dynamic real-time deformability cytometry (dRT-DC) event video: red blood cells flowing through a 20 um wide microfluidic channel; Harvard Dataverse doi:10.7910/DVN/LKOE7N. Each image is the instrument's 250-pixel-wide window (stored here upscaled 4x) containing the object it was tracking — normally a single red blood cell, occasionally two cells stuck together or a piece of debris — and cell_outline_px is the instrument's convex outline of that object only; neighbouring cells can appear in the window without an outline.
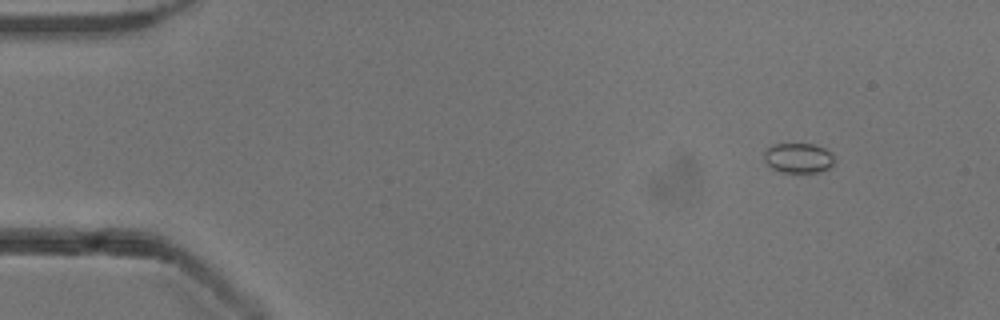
{"species": "common noctule bat (a hibernating species)", "species_latin": "Nyctalus noctula", "temperature_condition": "cold", "stored_images_in_passage": 20, "camera_frame_rate_fps": 3000, "um_per_image_px": 0.085, "animal": {"sex": "male", "body_mass_g": 13.3}, "frame": {"image": 1, "passage_image": 1, "time_ms": 0.0, "image_size_px": [1000, 320], "cell_outline_px": [[836, 160], [828, 168], [816, 172], [780, 172], [768, 168], [764, 160], [764, 152], [772, 144], [812, 144], [824, 148], [832, 152]], "centroid_in_image_um": [67.84, 13.43], "position_along_channel_um": 17.2, "area_um2": 12.43}}
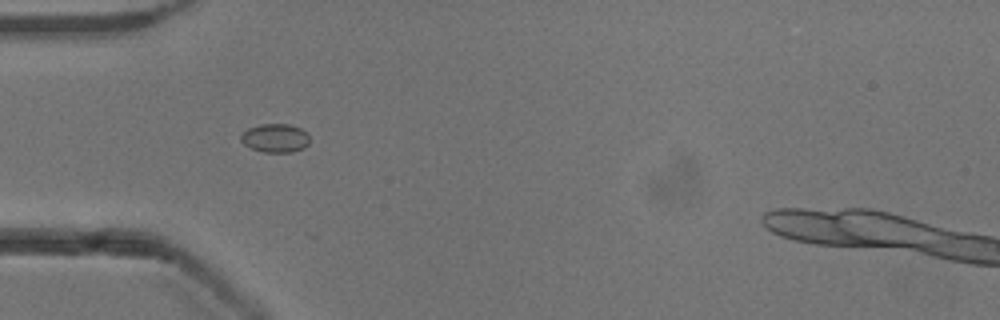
{"frame": {"image": 2, "passage_image": 12, "time_ms": 3.667, "image_size_px": [1000, 320], "cell_outline_px": [[308, 144], [304, 148], [292, 152], [264, 152], [252, 148], [244, 144], [240, 140], [240, 136], [248, 128], [260, 124], [288, 124], [300, 128], [308, 136]], "centroid_in_image_um": [23.38, 11.74], "position_along_channel_um": 61.6, "area_um2": 11.33}}
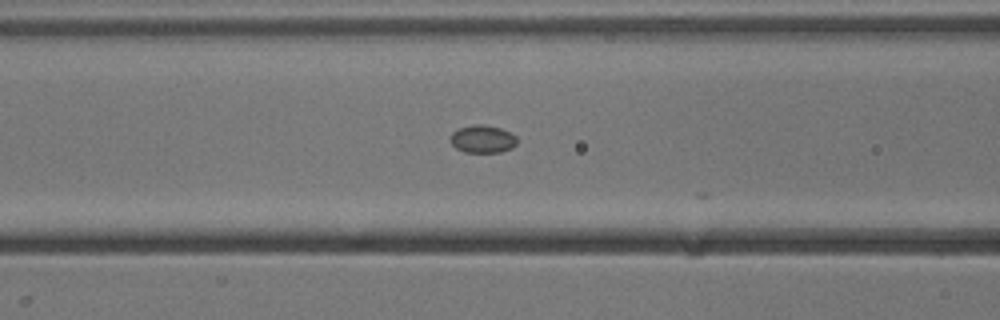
{"frame": {"image": 3, "passage_image": 17, "time_ms": 5.333, "image_size_px": [1000, 320], "cell_outline_px": [[516, 144], [512, 148], [500, 152], [464, 152], [456, 148], [448, 140], [448, 136], [452, 132], [460, 128], [472, 124], [484, 124], [500, 128], [516, 136]], "centroid_in_image_um": [40.97, 11.81], "position_along_channel_um": 125.6, "area_um2": 10.87}}